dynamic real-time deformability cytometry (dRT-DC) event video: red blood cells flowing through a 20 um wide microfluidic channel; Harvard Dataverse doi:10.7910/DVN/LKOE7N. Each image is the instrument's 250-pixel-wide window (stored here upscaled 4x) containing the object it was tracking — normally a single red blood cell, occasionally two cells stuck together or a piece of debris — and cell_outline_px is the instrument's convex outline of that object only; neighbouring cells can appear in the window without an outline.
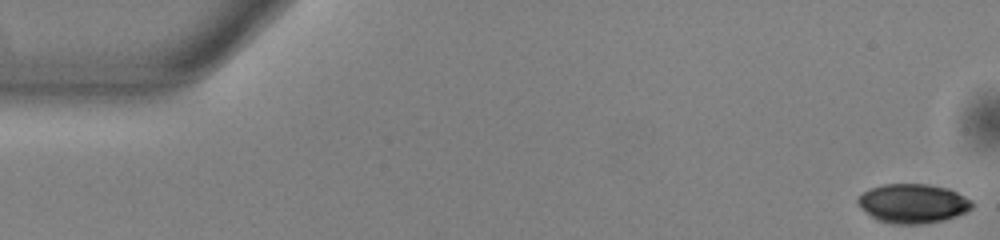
{"species": "common noctule bat (a hibernating species)", "species_latin": "Nyctalus noctula", "temperature_condition": "warm", "stored_images_in_passage": 53, "camera_frame_rate_fps": 3000, "um_per_image_px": 0.085, "animal": {"sex": "male", "body_mass_g": 13.0, "forearm_length_mm": 53.1}, "frame": {"image": 1, "passage_image": 1, "time_ms": 0.0, "image_size_px": [1000, 240], "cell_outline_px": [[972, 208], [956, 216], [944, 220], [924, 224], [892, 224], [876, 220], [860, 208], [856, 204], [856, 200], [864, 192], [872, 188], [884, 184], [928, 184], [948, 188], [972, 200]], "centroid_in_image_um": [77.57, 17.3], "position_along_channel_um": 7.4, "area_um2": 26.18}}
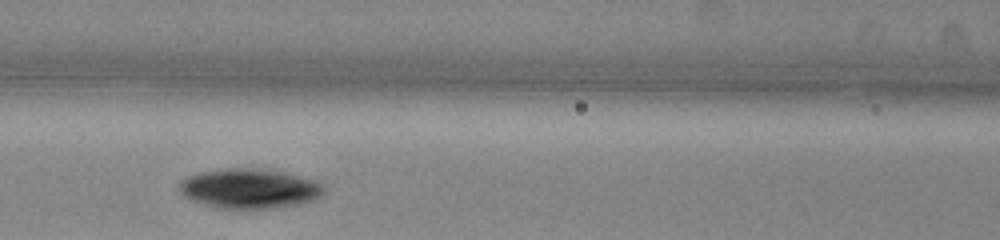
{"frame": {"image": 2, "passage_image": 23, "time_ms": 7.333, "image_size_px": [1000, 240], "cell_outline_px": [[324, 192], [316, 200], [296, 204], [272, 208], [216, 208], [192, 200], [184, 196], [180, 192], [180, 184], [188, 176], [200, 172], [228, 168], [260, 168], [280, 172], [316, 180], [324, 184]], "centroid_in_image_um": [21.23, 16.03], "position_along_channel_um": 145.4, "area_um2": 33.23}}
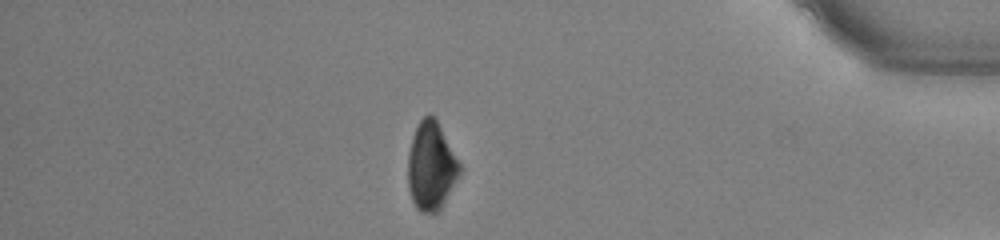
{"frame": {"image": 3, "passage_image": 46, "time_ms": 15.0, "image_size_px": [1000, 240], "cell_outline_px": [[464, 168], [440, 208], [436, 212], [424, 212], [416, 208], [412, 200], [408, 188], [408, 152], [416, 128], [420, 120], [428, 112], [436, 120]], "centroid_in_image_um": [36.66, 14.12], "position_along_channel_um": 398.5, "area_um2": 26.47}, "authors_computed_cell_mechanics": {"area_um2": 28.6688, "velocity_mm_per_s": 3.8168, "shape_relaxation_time_tau1_ms": 1.5258, "shape_relaxation_time_tau2_ms": null, "deformation_change_tau1": 0.0673, "deformation_change_tau2": null}}